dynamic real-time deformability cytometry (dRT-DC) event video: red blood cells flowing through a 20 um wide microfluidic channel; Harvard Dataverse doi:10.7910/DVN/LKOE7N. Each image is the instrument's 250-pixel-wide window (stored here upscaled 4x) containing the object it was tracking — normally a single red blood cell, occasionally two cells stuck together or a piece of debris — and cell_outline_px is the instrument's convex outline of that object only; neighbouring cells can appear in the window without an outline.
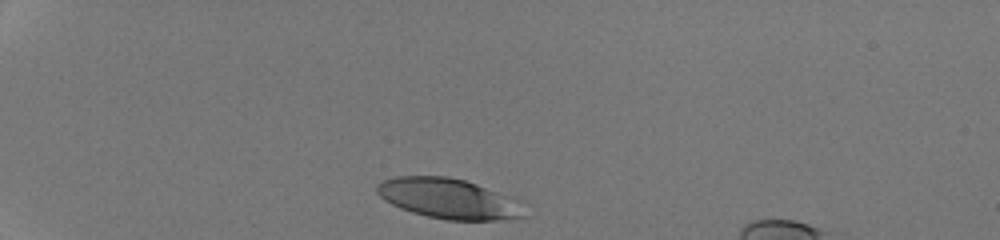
{"species": "human", "species_latin": "Homo sapiens", "temperature_condition": "room temperature", "stored_images_in_passage": 31, "camera_frame_rate_fps": 3000, "um_per_image_px": 0.085, "donor": {"sex": "male"}, "frame": {"image": 1, "passage_image": 1, "time_ms": 0.0, "image_size_px": [1000, 240], "cell_outline_px": [[524, 216], [496, 220], [448, 220], [428, 216], [412, 212], [400, 208], [384, 200], [376, 192], [376, 184], [380, 180], [396, 176], [448, 176], [464, 180], [516, 196], [524, 200]], "centroid_in_image_um": [38.19, 16.86], "position_along_channel_um": 46.8, "area_um2": 35.14}}
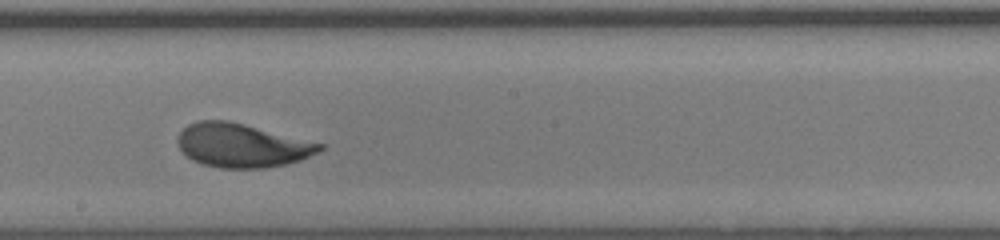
{"frame": {"image": 2, "passage_image": 18, "time_ms": 5.667, "image_size_px": [1000, 240], "cell_outline_px": [[324, 148], [300, 160], [288, 164], [264, 168], [220, 168], [204, 164], [192, 160], [180, 148], [176, 140], [180, 132], [188, 124], [200, 120], [228, 120], [324, 144]], "centroid_in_image_um": [20.55, 12.36], "position_along_channel_um": 227.7, "area_um2": 35.95}}
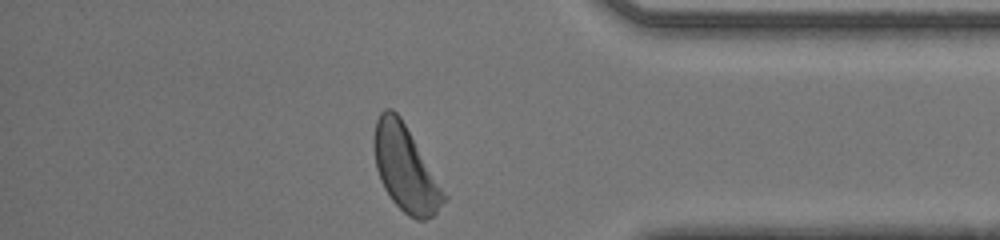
{"frame": {"image": 3, "passage_image": 31, "time_ms": 10.0, "image_size_px": [1000, 240], "cell_outline_px": [[448, 200], [432, 216], [424, 220], [416, 220], [408, 216], [392, 200], [384, 188], [380, 180], [376, 168], [372, 144], [372, 140], [376, 120], [380, 112], [384, 108], [392, 108], [400, 116], [448, 196]], "centroid_in_image_um": [34.44, 14.32], "position_along_channel_um": 400.8, "area_um2": 34.97}, "authors_computed_cell_mechanics": {"area_um2": 35.7204, "velocity_mm_per_s": 4.261, "shape_relaxation_time_tau1_ms": 2.4096, "shape_relaxation_time_tau2_ms": 0.6585, "deformation_change_tau1": 0.1468, "deformation_change_tau2": 0.0604}}